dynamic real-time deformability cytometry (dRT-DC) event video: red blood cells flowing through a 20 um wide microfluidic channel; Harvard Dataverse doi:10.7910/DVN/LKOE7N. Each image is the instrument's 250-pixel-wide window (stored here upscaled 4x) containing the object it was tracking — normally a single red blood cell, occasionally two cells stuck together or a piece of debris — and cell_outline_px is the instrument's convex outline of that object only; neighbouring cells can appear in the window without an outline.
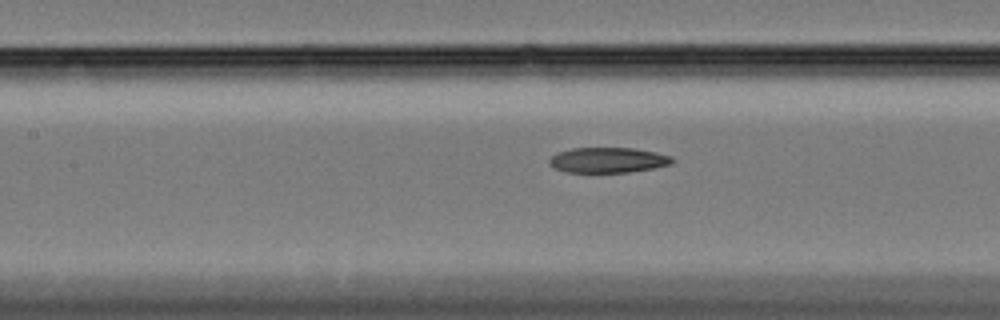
{"species": "Egyptian fruit bat (a non-hibernating species)", "species_latin": "Rousettus aegyptiacus", "temperature_condition": "cold", "stored_images_in_passage": 61, "camera_frame_rate_fps": 3000, "um_per_image_px": 0.085, "animal": {"sex": "female"}, "frame": {"image": 1, "passage_image": 28, "time_ms": 9.0, "image_size_px": [1000, 320], "cell_outline_px": [[676, 160], [672, 164], [652, 168], [628, 172], [564, 172], [556, 168], [548, 160], [556, 152], [572, 148], [636, 148], [656, 152], [672, 156]], "centroid_in_image_um": [51.72, 13.6], "position_along_channel_um": 155.7, "area_um2": 18.15}}
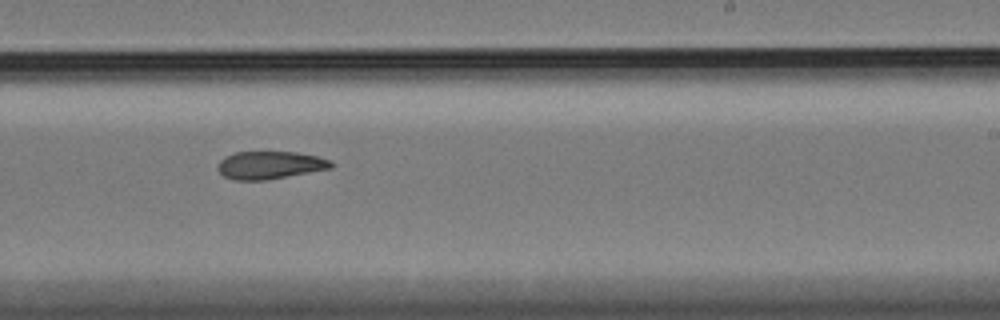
{"frame": {"image": 2, "passage_image": 38, "time_ms": 12.333, "image_size_px": [1000, 320], "cell_outline_px": [[336, 164], [332, 168], [268, 180], [236, 180], [224, 176], [216, 168], [220, 160], [224, 156], [236, 152], [296, 152], [316, 156], [332, 160]], "centroid_in_image_um": [22.97, 14.03], "position_along_channel_um": 266.0, "area_um2": 18.5}}
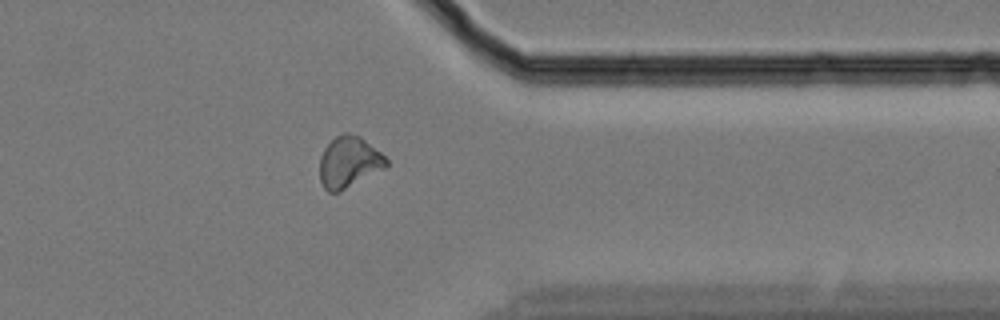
{"frame": {"image": 3, "passage_image": 49, "time_ms": 16.0, "image_size_px": [1000, 320], "cell_outline_px": [[388, 164], [384, 168], [340, 192], [328, 192], [324, 188], [320, 180], [320, 156], [324, 148], [336, 136], [344, 132], [348, 132], [360, 136], [380, 152], [388, 160]], "centroid_in_image_um": [29.64, 13.78], "position_along_channel_um": 381.8, "area_um2": 19.77}, "authors_computed_cell_mechanics": {"area_um2": 19.2474, "velocity_mm_per_s": 3.3202, "shape_relaxation_time_tau1_ms": null, "shape_relaxation_time_tau2_ms": 7.7882, "deformation_change_tau1": null, "deformation_change_tau2": 0.1386}}